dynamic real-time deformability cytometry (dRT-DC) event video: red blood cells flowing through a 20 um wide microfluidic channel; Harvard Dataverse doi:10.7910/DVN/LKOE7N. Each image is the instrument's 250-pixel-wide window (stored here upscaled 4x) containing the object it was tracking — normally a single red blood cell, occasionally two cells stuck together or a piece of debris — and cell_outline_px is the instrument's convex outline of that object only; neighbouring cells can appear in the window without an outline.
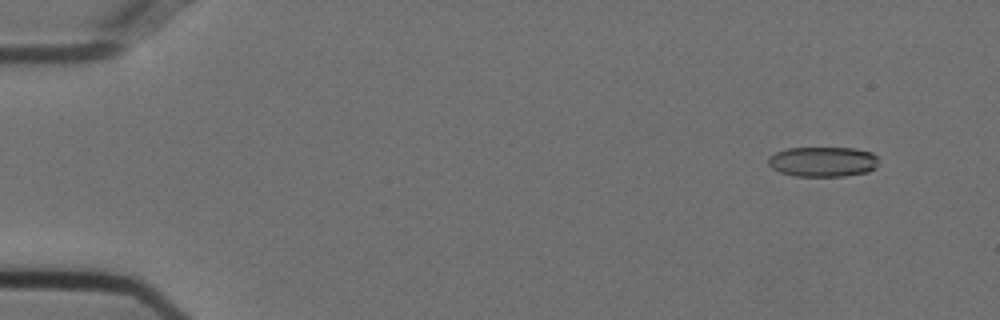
{"species": "Egyptian fruit bat (a non-hibernating species)", "species_latin": "Rousettus aegyptiacus", "temperature_condition": "cold", "stored_images_in_passage": 53, "camera_frame_rate_fps": 3000, "um_per_image_px": 0.085, "animal": {"sex": "female"}, "frame": {"image": 1, "passage_image": 5, "time_ms": 1.333, "image_size_px": [1000, 320], "cell_outline_px": [[876, 168], [868, 172], [844, 176], [796, 176], [780, 172], [772, 168], [768, 164], [768, 156], [776, 152], [788, 148], [852, 148], [872, 152], [876, 156]], "centroid_in_image_um": [69.92, 13.74], "position_along_channel_um": 15.1, "area_um2": 19.31}}
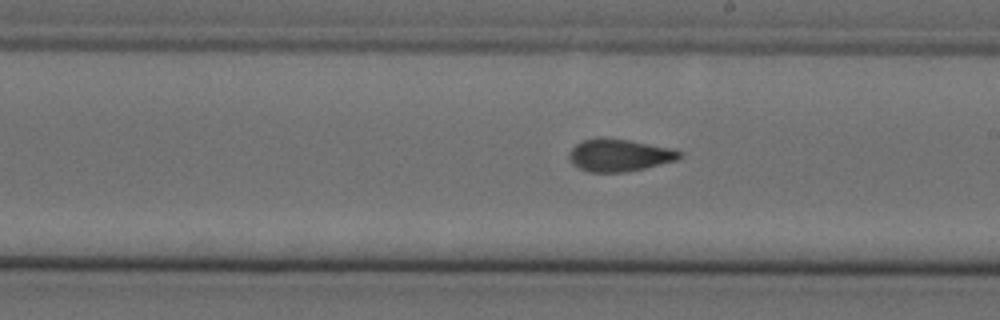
{"frame": {"image": 2, "passage_image": 32, "time_ms": 10.333, "image_size_px": [1000, 320], "cell_outline_px": [[680, 156], [676, 160], [628, 172], [588, 172], [572, 164], [568, 156], [568, 152], [576, 144], [584, 140], [596, 136], [604, 136], [628, 140], [672, 148], [680, 152]], "centroid_in_image_um": [52.57, 13.17], "position_along_channel_um": 236.4, "area_um2": 20.92}}
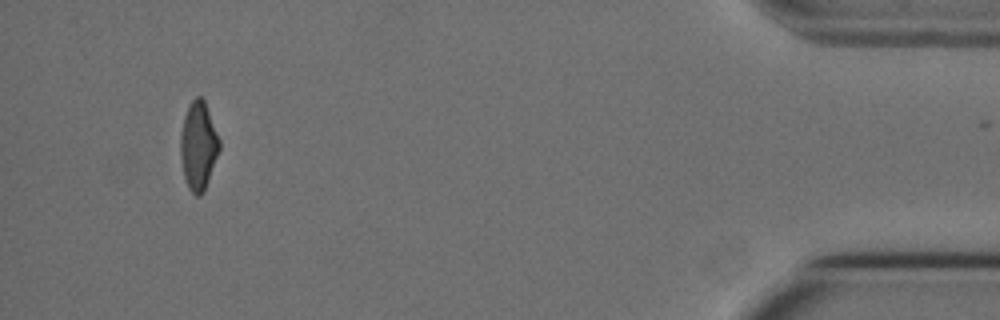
{"frame": {"image": 3, "passage_image": 52, "time_ms": 17.0, "image_size_px": [1000, 320], "cell_outline_px": [[220, 148], [204, 192], [200, 196], [196, 196], [188, 188], [184, 176], [180, 156], [180, 132], [184, 116], [188, 104], [196, 96], [200, 96], [204, 100], [220, 140]], "centroid_in_image_um": [16.85, 12.39], "position_along_channel_um": 418.4, "area_um2": 20.06}}